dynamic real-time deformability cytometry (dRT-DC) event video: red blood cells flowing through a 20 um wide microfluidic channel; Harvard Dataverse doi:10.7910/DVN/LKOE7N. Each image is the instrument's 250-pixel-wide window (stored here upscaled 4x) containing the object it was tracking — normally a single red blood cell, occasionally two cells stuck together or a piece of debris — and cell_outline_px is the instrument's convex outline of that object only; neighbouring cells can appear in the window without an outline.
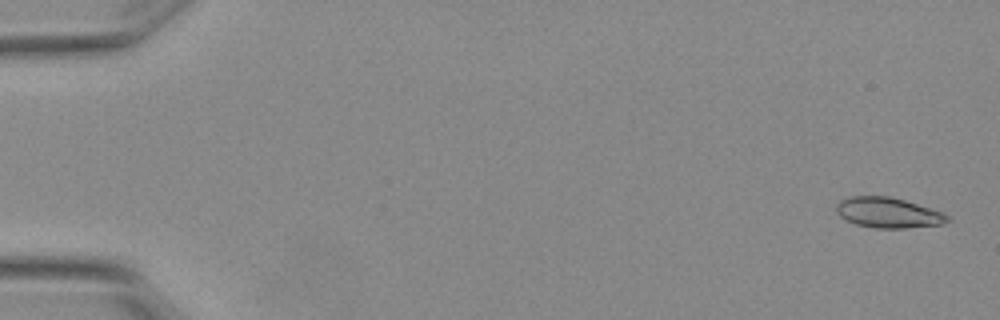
{"species": "Egyptian fruit bat (a non-hibernating species)", "species_latin": "Rousettus aegyptiacus", "temperature_condition": "warm", "stored_images_in_passage": 5, "camera_frame_rate_fps": 3000, "um_per_image_px": 0.085, "animal": {"sex": "female"}, "frame": {"image": 1, "passage_image": 1, "time_ms": 0.0, "image_size_px": [1000, 320], "cell_outline_px": [[948, 220], [940, 224], [904, 228], [876, 228], [856, 224], [840, 216], [836, 212], [836, 204], [840, 200], [852, 196], [888, 196], [904, 200], [940, 212], [948, 216]], "centroid_in_image_um": [75.42, 18.07], "position_along_channel_um": 9.6, "area_um2": 19.19}}
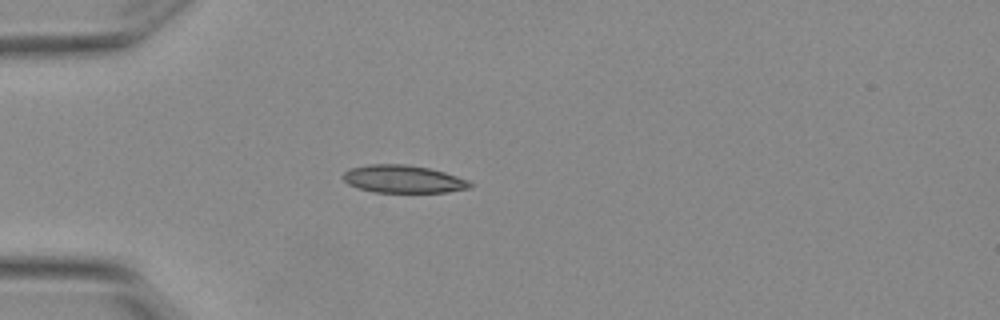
{"frame": {"image": 2, "passage_image": 5, "time_ms": 1.333, "image_size_px": [1000, 320], "cell_outline_px": [[472, 188], [448, 192], [372, 192], [348, 184], [344, 180], [344, 172], [348, 168], [368, 164], [404, 164], [428, 168], [444, 172], [468, 180], [472, 184]], "centroid_in_image_um": [34.27, 15.22], "position_along_channel_um": 50.7, "area_um2": 20.46}}